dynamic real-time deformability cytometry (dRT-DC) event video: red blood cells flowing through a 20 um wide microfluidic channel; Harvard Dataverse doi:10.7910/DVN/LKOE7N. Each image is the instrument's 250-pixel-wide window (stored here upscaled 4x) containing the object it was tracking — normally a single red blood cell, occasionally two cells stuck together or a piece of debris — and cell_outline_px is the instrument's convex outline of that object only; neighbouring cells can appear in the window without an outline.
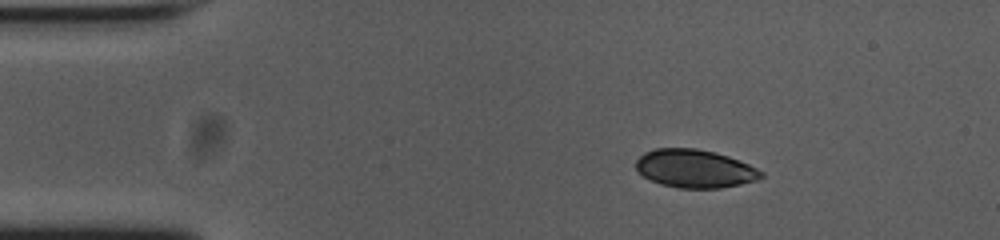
{"species": "common noctule bat (a hibernating species)", "species_latin": "Nyctalus noctula", "temperature_condition": "cold", "stored_images_in_passage": 38, "camera_frame_rate_fps": 3000, "um_per_image_px": 0.085, "animal": {"sex": "female", "body_mass_g": 23.0, "forearm_length_mm": 53.4}, "frame": {"image": 1, "passage_image": 1, "time_ms": 0.0, "image_size_px": [1000, 240], "cell_outline_px": [[764, 176], [756, 180], [740, 184], [720, 188], [680, 188], [660, 184], [644, 176], [636, 168], [636, 160], [644, 152], [656, 148], [696, 148], [728, 156], [748, 164], [764, 172]], "centroid_in_image_um": [59.06, 14.33], "position_along_channel_um": 25.9, "area_um2": 27.69}}
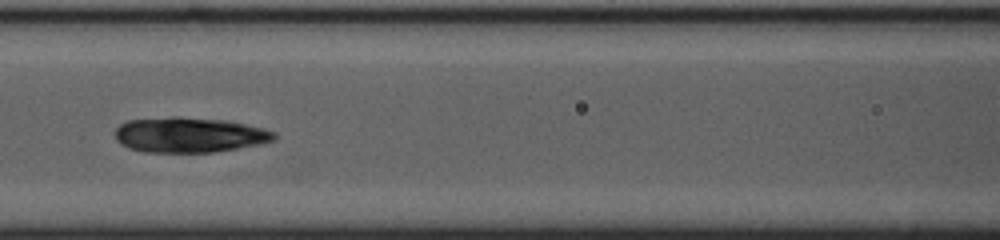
{"frame": {"image": 2, "passage_image": 16, "time_ms": 5.0, "image_size_px": [1000, 240], "cell_outline_px": [[276, 136], [272, 140], [260, 144], [212, 152], [144, 152], [128, 148], [120, 144], [116, 140], [116, 128], [120, 124], [128, 120], [172, 116], [180, 116], [228, 120], [264, 128], [276, 132]], "centroid_in_image_um": [16.07, 11.45], "position_along_channel_um": 150.5, "area_um2": 32.83}}
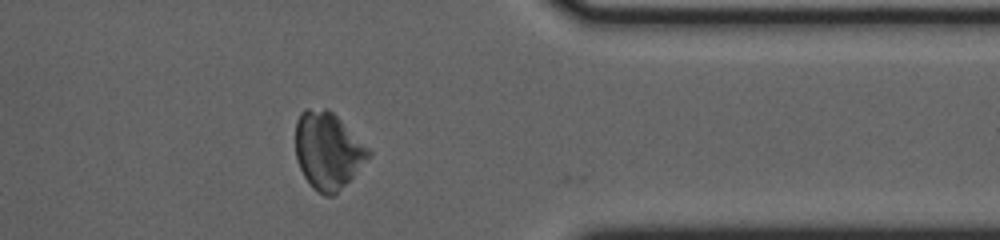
{"frame": {"image": 3, "passage_image": 36, "time_ms": 11.667, "image_size_px": [1000, 240], "cell_outline_px": [[372, 156], [332, 196], [324, 196], [316, 192], [312, 188], [304, 176], [300, 168], [296, 156], [296, 120], [300, 112], [304, 108], [328, 108], [372, 152]], "centroid_in_image_um": [27.84, 12.79], "position_along_channel_um": 383.6, "area_um2": 32.48}}